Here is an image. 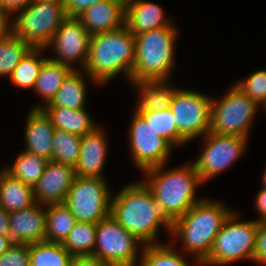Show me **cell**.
<instances>
[{"instance_id":"1","label":"cell","mask_w":266,"mask_h":266,"mask_svg":"<svg viewBox=\"0 0 266 266\" xmlns=\"http://www.w3.org/2000/svg\"><path fill=\"white\" fill-rule=\"evenodd\" d=\"M110 214L119 225L145 245L159 244L160 226L171 234L172 222L143 181L125 184L111 198Z\"/></svg>"},{"instance_id":"2","label":"cell","mask_w":266,"mask_h":266,"mask_svg":"<svg viewBox=\"0 0 266 266\" xmlns=\"http://www.w3.org/2000/svg\"><path fill=\"white\" fill-rule=\"evenodd\" d=\"M232 212L233 209L228 208L221 200L203 197L184 215L172 222L170 236L174 242H170L177 245L180 241L184 249L182 252L190 253L194 259L192 263L200 266L209 255L215 237Z\"/></svg>"},{"instance_id":"3","label":"cell","mask_w":266,"mask_h":266,"mask_svg":"<svg viewBox=\"0 0 266 266\" xmlns=\"http://www.w3.org/2000/svg\"><path fill=\"white\" fill-rule=\"evenodd\" d=\"M166 167L165 163L144 170L145 178L142 181L152 192L164 215L173 222L203 199L195 194L203 183L193 163L187 162L169 170Z\"/></svg>"},{"instance_id":"4","label":"cell","mask_w":266,"mask_h":266,"mask_svg":"<svg viewBox=\"0 0 266 266\" xmlns=\"http://www.w3.org/2000/svg\"><path fill=\"white\" fill-rule=\"evenodd\" d=\"M135 61V37L124 25L91 36L86 74L100 87L123 74L130 83Z\"/></svg>"},{"instance_id":"5","label":"cell","mask_w":266,"mask_h":266,"mask_svg":"<svg viewBox=\"0 0 266 266\" xmlns=\"http://www.w3.org/2000/svg\"><path fill=\"white\" fill-rule=\"evenodd\" d=\"M175 24L135 35V61L130 83L144 80H169L174 67L179 36Z\"/></svg>"},{"instance_id":"6","label":"cell","mask_w":266,"mask_h":266,"mask_svg":"<svg viewBox=\"0 0 266 266\" xmlns=\"http://www.w3.org/2000/svg\"><path fill=\"white\" fill-rule=\"evenodd\" d=\"M237 214L233 211L225 220L202 266H225L246 259L254 262L258 222L240 221Z\"/></svg>"},{"instance_id":"7","label":"cell","mask_w":266,"mask_h":266,"mask_svg":"<svg viewBox=\"0 0 266 266\" xmlns=\"http://www.w3.org/2000/svg\"><path fill=\"white\" fill-rule=\"evenodd\" d=\"M14 15L12 33L32 48H46L67 18L62 3L44 0H34Z\"/></svg>"},{"instance_id":"8","label":"cell","mask_w":266,"mask_h":266,"mask_svg":"<svg viewBox=\"0 0 266 266\" xmlns=\"http://www.w3.org/2000/svg\"><path fill=\"white\" fill-rule=\"evenodd\" d=\"M259 109L253 100L233 85L221 98H212L209 132L249 138L251 124Z\"/></svg>"},{"instance_id":"9","label":"cell","mask_w":266,"mask_h":266,"mask_svg":"<svg viewBox=\"0 0 266 266\" xmlns=\"http://www.w3.org/2000/svg\"><path fill=\"white\" fill-rule=\"evenodd\" d=\"M211 103V95L197 92L195 89L175 90L169 108L177 124L179 146L209 132Z\"/></svg>"},{"instance_id":"10","label":"cell","mask_w":266,"mask_h":266,"mask_svg":"<svg viewBox=\"0 0 266 266\" xmlns=\"http://www.w3.org/2000/svg\"><path fill=\"white\" fill-rule=\"evenodd\" d=\"M108 186L105 177L76 176L64 203L77 221L98 223L110 214Z\"/></svg>"},{"instance_id":"11","label":"cell","mask_w":266,"mask_h":266,"mask_svg":"<svg viewBox=\"0 0 266 266\" xmlns=\"http://www.w3.org/2000/svg\"><path fill=\"white\" fill-rule=\"evenodd\" d=\"M138 245L143 247V244L122 228L111 214L97 223L93 256L106 264L110 266L138 265V260L140 262L141 259Z\"/></svg>"},{"instance_id":"12","label":"cell","mask_w":266,"mask_h":266,"mask_svg":"<svg viewBox=\"0 0 266 266\" xmlns=\"http://www.w3.org/2000/svg\"><path fill=\"white\" fill-rule=\"evenodd\" d=\"M203 141L205 142L203 151L193 164L204 184L225 172L243 156L248 147L249 138L208 132L203 136Z\"/></svg>"},{"instance_id":"13","label":"cell","mask_w":266,"mask_h":266,"mask_svg":"<svg viewBox=\"0 0 266 266\" xmlns=\"http://www.w3.org/2000/svg\"><path fill=\"white\" fill-rule=\"evenodd\" d=\"M134 111L128 139L131 159L135 167L143 172L146 169L167 164L174 146L158 135L136 109Z\"/></svg>"},{"instance_id":"14","label":"cell","mask_w":266,"mask_h":266,"mask_svg":"<svg viewBox=\"0 0 266 266\" xmlns=\"http://www.w3.org/2000/svg\"><path fill=\"white\" fill-rule=\"evenodd\" d=\"M90 39L91 35L77 17H67L45 49L47 51L53 46L56 56L48 57L50 60L72 69L84 70L89 57ZM75 63L80 65L76 67L73 65Z\"/></svg>"},{"instance_id":"15","label":"cell","mask_w":266,"mask_h":266,"mask_svg":"<svg viewBox=\"0 0 266 266\" xmlns=\"http://www.w3.org/2000/svg\"><path fill=\"white\" fill-rule=\"evenodd\" d=\"M75 177L74 167L49 160L43 175L33 186L35 202L42 205L64 203Z\"/></svg>"},{"instance_id":"16","label":"cell","mask_w":266,"mask_h":266,"mask_svg":"<svg viewBox=\"0 0 266 266\" xmlns=\"http://www.w3.org/2000/svg\"><path fill=\"white\" fill-rule=\"evenodd\" d=\"M46 225V205L35 203L31 207L9 213L10 237L14 243L45 242Z\"/></svg>"},{"instance_id":"17","label":"cell","mask_w":266,"mask_h":266,"mask_svg":"<svg viewBox=\"0 0 266 266\" xmlns=\"http://www.w3.org/2000/svg\"><path fill=\"white\" fill-rule=\"evenodd\" d=\"M108 138L102 127L81 137L80 156L75 169L79 177H104V167L108 155Z\"/></svg>"},{"instance_id":"18","label":"cell","mask_w":266,"mask_h":266,"mask_svg":"<svg viewBox=\"0 0 266 266\" xmlns=\"http://www.w3.org/2000/svg\"><path fill=\"white\" fill-rule=\"evenodd\" d=\"M126 0H103L85 9L77 18L92 36L125 25Z\"/></svg>"},{"instance_id":"19","label":"cell","mask_w":266,"mask_h":266,"mask_svg":"<svg viewBox=\"0 0 266 266\" xmlns=\"http://www.w3.org/2000/svg\"><path fill=\"white\" fill-rule=\"evenodd\" d=\"M24 128V151L52 160L55 127L42 109H30Z\"/></svg>"},{"instance_id":"20","label":"cell","mask_w":266,"mask_h":266,"mask_svg":"<svg viewBox=\"0 0 266 266\" xmlns=\"http://www.w3.org/2000/svg\"><path fill=\"white\" fill-rule=\"evenodd\" d=\"M160 5L146 0H126L125 26L135 36L139 33L174 24ZM173 22V23H172Z\"/></svg>"},{"instance_id":"21","label":"cell","mask_w":266,"mask_h":266,"mask_svg":"<svg viewBox=\"0 0 266 266\" xmlns=\"http://www.w3.org/2000/svg\"><path fill=\"white\" fill-rule=\"evenodd\" d=\"M85 77L94 85L97 84L86 74L85 70L73 69L64 79L52 101L43 107H65L73 110L85 108L87 100V79Z\"/></svg>"},{"instance_id":"22","label":"cell","mask_w":266,"mask_h":266,"mask_svg":"<svg viewBox=\"0 0 266 266\" xmlns=\"http://www.w3.org/2000/svg\"><path fill=\"white\" fill-rule=\"evenodd\" d=\"M133 88L139 92L137 111H161L169 108L173 94L177 89L169 80H144L132 82Z\"/></svg>"},{"instance_id":"23","label":"cell","mask_w":266,"mask_h":266,"mask_svg":"<svg viewBox=\"0 0 266 266\" xmlns=\"http://www.w3.org/2000/svg\"><path fill=\"white\" fill-rule=\"evenodd\" d=\"M41 109L56 129L81 137L99 126L93 121L86 108L73 110L65 107H42Z\"/></svg>"},{"instance_id":"24","label":"cell","mask_w":266,"mask_h":266,"mask_svg":"<svg viewBox=\"0 0 266 266\" xmlns=\"http://www.w3.org/2000/svg\"><path fill=\"white\" fill-rule=\"evenodd\" d=\"M2 169V170H1ZM0 169V205L12 213L34 205L33 187Z\"/></svg>"},{"instance_id":"25","label":"cell","mask_w":266,"mask_h":266,"mask_svg":"<svg viewBox=\"0 0 266 266\" xmlns=\"http://www.w3.org/2000/svg\"><path fill=\"white\" fill-rule=\"evenodd\" d=\"M73 69L70 66L50 60L49 58L43 63L39 75L36 79L33 91L38 94L41 100V105L35 104L32 109H41L44 104H49L55 97L58 89L64 79Z\"/></svg>"},{"instance_id":"26","label":"cell","mask_w":266,"mask_h":266,"mask_svg":"<svg viewBox=\"0 0 266 266\" xmlns=\"http://www.w3.org/2000/svg\"><path fill=\"white\" fill-rule=\"evenodd\" d=\"M46 242L63 243L77 220L65 203L46 205Z\"/></svg>"},{"instance_id":"27","label":"cell","mask_w":266,"mask_h":266,"mask_svg":"<svg viewBox=\"0 0 266 266\" xmlns=\"http://www.w3.org/2000/svg\"><path fill=\"white\" fill-rule=\"evenodd\" d=\"M48 160L37 154L21 151L12 165L4 166V170L29 186H34L43 175Z\"/></svg>"},{"instance_id":"28","label":"cell","mask_w":266,"mask_h":266,"mask_svg":"<svg viewBox=\"0 0 266 266\" xmlns=\"http://www.w3.org/2000/svg\"><path fill=\"white\" fill-rule=\"evenodd\" d=\"M45 50V48H31L21 59L9 77L15 87L33 90L40 69L48 59L43 56Z\"/></svg>"},{"instance_id":"29","label":"cell","mask_w":266,"mask_h":266,"mask_svg":"<svg viewBox=\"0 0 266 266\" xmlns=\"http://www.w3.org/2000/svg\"><path fill=\"white\" fill-rule=\"evenodd\" d=\"M97 223L77 221L62 243L72 256H93Z\"/></svg>"},{"instance_id":"30","label":"cell","mask_w":266,"mask_h":266,"mask_svg":"<svg viewBox=\"0 0 266 266\" xmlns=\"http://www.w3.org/2000/svg\"><path fill=\"white\" fill-rule=\"evenodd\" d=\"M175 248L176 245L171 242L145 245L140 249L141 259L138 266H191L185 260L186 255L178 253Z\"/></svg>"},{"instance_id":"31","label":"cell","mask_w":266,"mask_h":266,"mask_svg":"<svg viewBox=\"0 0 266 266\" xmlns=\"http://www.w3.org/2000/svg\"><path fill=\"white\" fill-rule=\"evenodd\" d=\"M31 266H69L73 257L62 243L39 242L29 244Z\"/></svg>"},{"instance_id":"32","label":"cell","mask_w":266,"mask_h":266,"mask_svg":"<svg viewBox=\"0 0 266 266\" xmlns=\"http://www.w3.org/2000/svg\"><path fill=\"white\" fill-rule=\"evenodd\" d=\"M53 162L76 167L81 147V136L56 129L53 134Z\"/></svg>"},{"instance_id":"33","label":"cell","mask_w":266,"mask_h":266,"mask_svg":"<svg viewBox=\"0 0 266 266\" xmlns=\"http://www.w3.org/2000/svg\"><path fill=\"white\" fill-rule=\"evenodd\" d=\"M32 47L11 33L0 41V77H10L14 68Z\"/></svg>"},{"instance_id":"34","label":"cell","mask_w":266,"mask_h":266,"mask_svg":"<svg viewBox=\"0 0 266 266\" xmlns=\"http://www.w3.org/2000/svg\"><path fill=\"white\" fill-rule=\"evenodd\" d=\"M155 132L169 141L174 148L179 146V132L170 108L161 111H138Z\"/></svg>"},{"instance_id":"35","label":"cell","mask_w":266,"mask_h":266,"mask_svg":"<svg viewBox=\"0 0 266 266\" xmlns=\"http://www.w3.org/2000/svg\"><path fill=\"white\" fill-rule=\"evenodd\" d=\"M234 85L260 107L266 99V69L250 73Z\"/></svg>"},{"instance_id":"36","label":"cell","mask_w":266,"mask_h":266,"mask_svg":"<svg viewBox=\"0 0 266 266\" xmlns=\"http://www.w3.org/2000/svg\"><path fill=\"white\" fill-rule=\"evenodd\" d=\"M0 266H31L29 244L14 243L0 255Z\"/></svg>"},{"instance_id":"37","label":"cell","mask_w":266,"mask_h":266,"mask_svg":"<svg viewBox=\"0 0 266 266\" xmlns=\"http://www.w3.org/2000/svg\"><path fill=\"white\" fill-rule=\"evenodd\" d=\"M254 263L266 265V221L258 222Z\"/></svg>"},{"instance_id":"38","label":"cell","mask_w":266,"mask_h":266,"mask_svg":"<svg viewBox=\"0 0 266 266\" xmlns=\"http://www.w3.org/2000/svg\"><path fill=\"white\" fill-rule=\"evenodd\" d=\"M103 0H65L63 5L67 17H77L88 7Z\"/></svg>"},{"instance_id":"39","label":"cell","mask_w":266,"mask_h":266,"mask_svg":"<svg viewBox=\"0 0 266 266\" xmlns=\"http://www.w3.org/2000/svg\"><path fill=\"white\" fill-rule=\"evenodd\" d=\"M34 0H0V10L12 16L20 9L30 5Z\"/></svg>"},{"instance_id":"40","label":"cell","mask_w":266,"mask_h":266,"mask_svg":"<svg viewBox=\"0 0 266 266\" xmlns=\"http://www.w3.org/2000/svg\"><path fill=\"white\" fill-rule=\"evenodd\" d=\"M69 266H110L94 256H73Z\"/></svg>"},{"instance_id":"41","label":"cell","mask_w":266,"mask_h":266,"mask_svg":"<svg viewBox=\"0 0 266 266\" xmlns=\"http://www.w3.org/2000/svg\"><path fill=\"white\" fill-rule=\"evenodd\" d=\"M255 209L258 211V214L260 215L256 221H266V188L262 187L260 191L255 195Z\"/></svg>"},{"instance_id":"42","label":"cell","mask_w":266,"mask_h":266,"mask_svg":"<svg viewBox=\"0 0 266 266\" xmlns=\"http://www.w3.org/2000/svg\"><path fill=\"white\" fill-rule=\"evenodd\" d=\"M12 16L0 10V41L12 33Z\"/></svg>"},{"instance_id":"43","label":"cell","mask_w":266,"mask_h":266,"mask_svg":"<svg viewBox=\"0 0 266 266\" xmlns=\"http://www.w3.org/2000/svg\"><path fill=\"white\" fill-rule=\"evenodd\" d=\"M0 236L10 237L9 213L0 205Z\"/></svg>"},{"instance_id":"44","label":"cell","mask_w":266,"mask_h":266,"mask_svg":"<svg viewBox=\"0 0 266 266\" xmlns=\"http://www.w3.org/2000/svg\"><path fill=\"white\" fill-rule=\"evenodd\" d=\"M13 244L14 242L11 237L0 236V255L8 250Z\"/></svg>"},{"instance_id":"45","label":"cell","mask_w":266,"mask_h":266,"mask_svg":"<svg viewBox=\"0 0 266 266\" xmlns=\"http://www.w3.org/2000/svg\"><path fill=\"white\" fill-rule=\"evenodd\" d=\"M262 183H263V187L266 188V167H265V170L263 172V175H262Z\"/></svg>"},{"instance_id":"46","label":"cell","mask_w":266,"mask_h":266,"mask_svg":"<svg viewBox=\"0 0 266 266\" xmlns=\"http://www.w3.org/2000/svg\"><path fill=\"white\" fill-rule=\"evenodd\" d=\"M44 1H53V2H57V3H64L65 0H44Z\"/></svg>"},{"instance_id":"47","label":"cell","mask_w":266,"mask_h":266,"mask_svg":"<svg viewBox=\"0 0 266 266\" xmlns=\"http://www.w3.org/2000/svg\"><path fill=\"white\" fill-rule=\"evenodd\" d=\"M261 109H262V107H264V109H266V99L264 100V102L261 104ZM266 111V110H265Z\"/></svg>"}]
</instances>
